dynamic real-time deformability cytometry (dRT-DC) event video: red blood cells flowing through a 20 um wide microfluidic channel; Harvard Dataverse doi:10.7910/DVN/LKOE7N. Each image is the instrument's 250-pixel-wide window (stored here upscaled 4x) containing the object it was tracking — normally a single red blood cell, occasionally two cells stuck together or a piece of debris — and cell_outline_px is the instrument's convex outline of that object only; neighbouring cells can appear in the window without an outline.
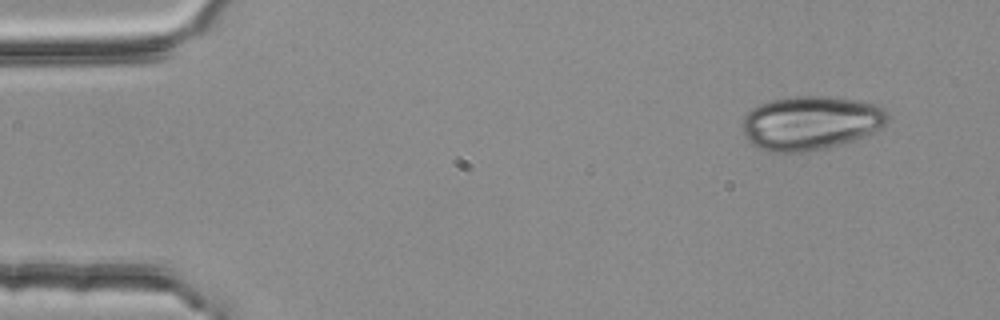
{"species": "common noctule bat (a hibernating species)", "species_latin": "Nyctalus noctula", "temperature_condition": "room temperature", "stored_images_in_passage": 5, "camera_frame_rate_fps": 3000, "um_per_image_px": 0.085, "animal": {"sex": "female", "body_mass_g": 25.1}, "frame": {"image": 1, "passage_image": 1, "time_ms": 0.0, "image_size_px": [1000, 320], "cell_outline_px": [[888, 120], [884, 124], [872, 132], [856, 140], [828, 148], [808, 152], [772, 152], [756, 148], [744, 136], [744, 116], [752, 108], [760, 104], [772, 100], [792, 96], [836, 96], [880, 104], [888, 112]], "centroid_in_image_um": [68.93, 10.44], "position_along_channel_um": 16.1, "area_um2": 46.18}}
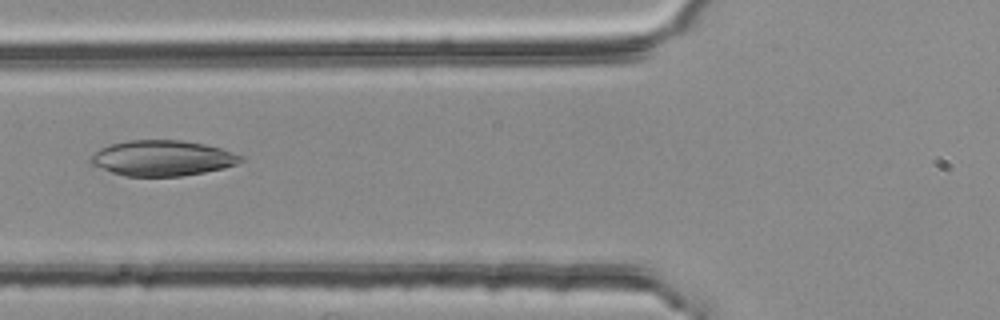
{"frame": {"image": 2, "passage_image": 5, "time_ms": 1.333, "image_size_px": [1000, 320], "cell_outline_px": [[244, 160], [236, 164], [224, 168], [204, 172], [180, 176], [124, 176], [112, 172], [92, 164], [88, 160], [100, 148], [112, 144], [128, 140], [180, 140], [204, 144], [220, 148], [244, 156]], "centroid_in_image_um": [13.82, 13.44], "position_along_channel_um": 112.0, "area_um2": 30.87}}